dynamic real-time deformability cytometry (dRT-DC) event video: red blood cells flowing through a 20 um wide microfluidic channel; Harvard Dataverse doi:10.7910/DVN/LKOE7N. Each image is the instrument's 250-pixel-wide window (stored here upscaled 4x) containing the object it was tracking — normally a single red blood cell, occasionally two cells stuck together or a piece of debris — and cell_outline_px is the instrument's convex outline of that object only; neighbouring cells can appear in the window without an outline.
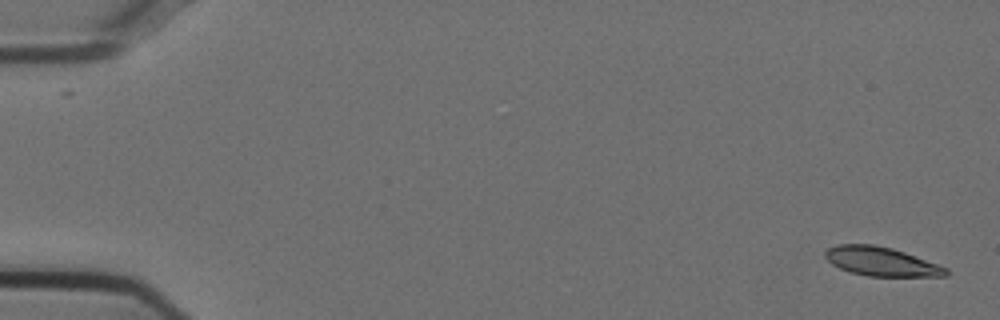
{"species": "Egyptian fruit bat (a non-hibernating species)", "species_latin": "Rousettus aegyptiacus", "temperature_condition": "cold", "stored_images_in_passage": 54, "camera_frame_rate_fps": 3000, "um_per_image_px": 0.085, "animal": {"sex": "female"}, "frame": {"image": 1, "passage_image": 1, "time_ms": 0.0, "image_size_px": [1000, 320], "cell_outline_px": [[952, 272], [948, 276], [868, 276], [852, 272], [840, 268], [832, 264], [824, 256], [824, 252], [828, 248], [836, 244], [872, 244], [892, 248], [904, 252], [948, 268]], "centroid_in_image_um": [74.92, 22.22], "position_along_channel_um": 10.1, "area_um2": 20.35}}
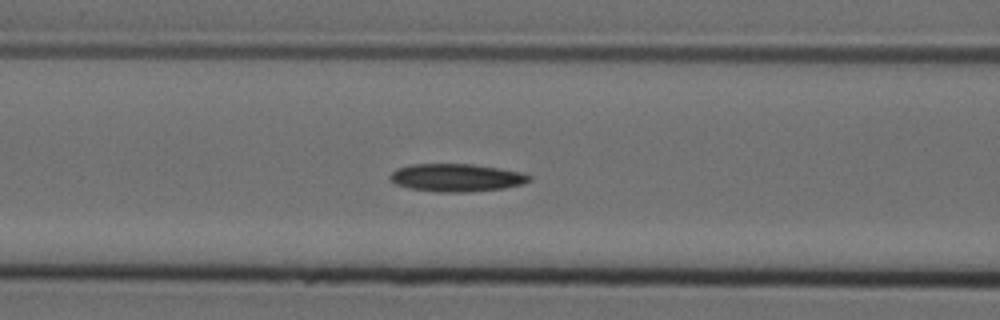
{"frame": {"image": 2, "passage_image": 22, "time_ms": 7.0, "image_size_px": [1000, 320], "cell_outline_px": [[532, 180], [524, 184], [504, 188], [468, 192], [436, 192], [408, 188], [396, 184], [388, 180], [388, 176], [396, 168], [412, 164], [472, 164], [500, 168], [520, 172], [532, 176]], "centroid_in_image_um": [38.78, 15.1], "position_along_channel_um": 127.8, "area_um2": 22.83}}
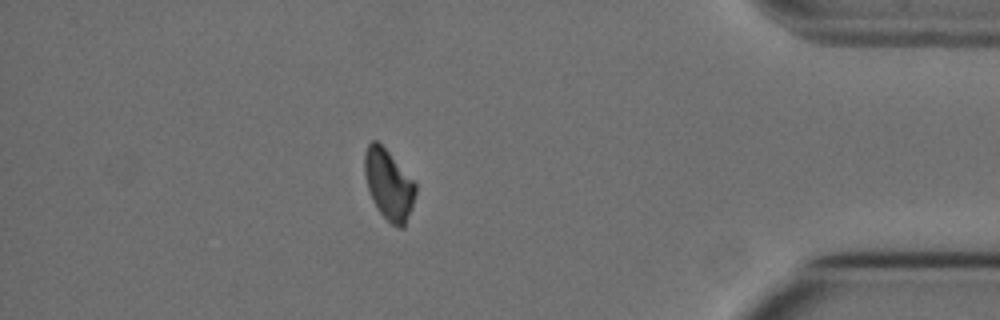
{"frame": {"image": 3, "passage_image": 47, "time_ms": 15.333, "image_size_px": [1000, 320], "cell_outline_px": [[416, 192], [412, 208], [404, 228], [400, 228], [392, 224], [380, 212], [372, 200], [368, 188], [364, 172], [364, 152], [368, 144], [372, 140], [376, 140], [388, 152], [416, 184]], "centroid_in_image_um": [33.03, 15.7], "position_along_channel_um": 402.2, "area_um2": 20.58}}